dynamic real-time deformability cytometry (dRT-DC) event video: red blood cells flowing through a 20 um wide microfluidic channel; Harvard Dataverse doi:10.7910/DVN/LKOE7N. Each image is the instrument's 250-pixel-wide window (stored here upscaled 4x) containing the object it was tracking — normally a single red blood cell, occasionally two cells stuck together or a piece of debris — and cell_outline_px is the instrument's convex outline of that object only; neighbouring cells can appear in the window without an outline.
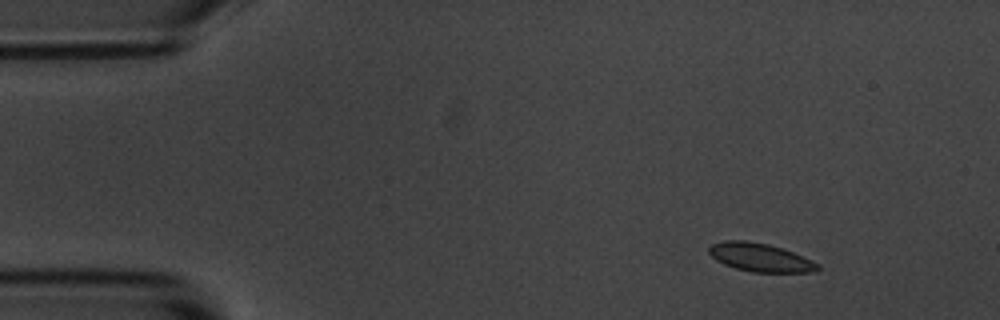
{"species": "common noctule bat (a hibernating species)", "species_latin": "Nyctalus noctula", "temperature_condition": "room temperature", "stored_images_in_passage": 5, "camera_frame_rate_fps": 3000, "um_per_image_px": 0.085, "animal": {"sex": "male", "body_mass_g": 20.1, "forearm_length_mm": 53.5}, "frame": {"image": 1, "passage_image": 1, "time_ms": 0.0, "image_size_px": [1000, 320], "cell_outline_px": [[820, 268], [812, 272], [752, 272], [736, 268], [724, 264], [716, 260], [708, 252], [708, 248], [712, 244], [724, 240], [744, 240], [768, 244], [792, 252], [812, 260], [820, 264]], "centroid_in_image_um": [64.6, 21.88], "position_along_channel_um": 20.4, "area_um2": 17.86}}
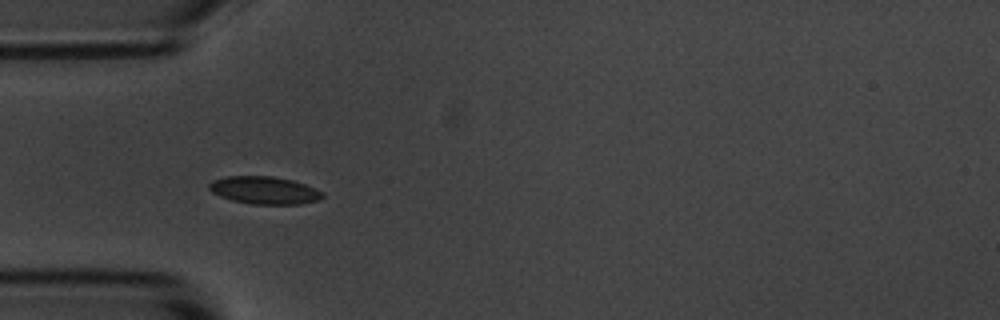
{"frame": {"image": 2, "passage_image": 4, "time_ms": 3.333, "image_size_px": [1000, 320], "cell_outline_px": [[324, 196], [320, 200], [300, 204], [252, 204], [232, 200], [220, 196], [212, 192], [208, 188], [208, 184], [216, 180], [228, 176], [272, 176], [292, 180], [304, 184], [324, 192]], "centroid_in_image_um": [22.5, 16.18], "position_along_channel_um": 62.5, "area_um2": 18.15}}